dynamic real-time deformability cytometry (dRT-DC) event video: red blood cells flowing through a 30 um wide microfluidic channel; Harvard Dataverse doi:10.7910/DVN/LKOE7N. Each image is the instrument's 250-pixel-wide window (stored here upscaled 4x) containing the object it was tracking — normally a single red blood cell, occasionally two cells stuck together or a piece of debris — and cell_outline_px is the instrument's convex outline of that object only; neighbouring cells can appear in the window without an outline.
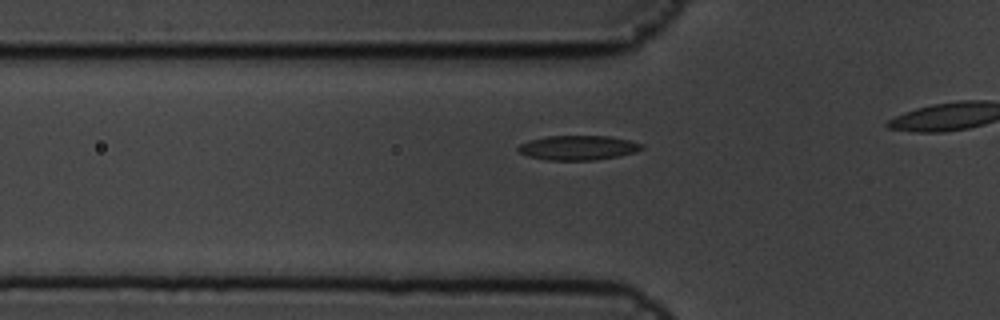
{"species": "common noctule bat (a hibernating species)", "species_latin": "Nyctalus noctula", "temperature_condition": "cold", "stored_images_in_passage": 8, "camera_frame_rate_fps": 3000, "um_per_image_px": 0.085, "animal": {"sex": "male", "body_mass_g": 19.5, "forearm_length_mm": 54.6}, "frame": {"image": 1, "passage_image": 8, "time_ms": 2.333, "image_size_px": [1000, 320], "cell_outline_px": [[644, 148], [636, 152], [616, 156], [592, 160], [548, 160], [528, 156], [520, 152], [516, 148], [520, 144], [528, 140], [548, 136], [608, 136], [628, 140], [644, 144]], "centroid_in_image_um": [49.13, 12.55], "position_along_channel_um": 76.7, "area_um2": 17.57}}